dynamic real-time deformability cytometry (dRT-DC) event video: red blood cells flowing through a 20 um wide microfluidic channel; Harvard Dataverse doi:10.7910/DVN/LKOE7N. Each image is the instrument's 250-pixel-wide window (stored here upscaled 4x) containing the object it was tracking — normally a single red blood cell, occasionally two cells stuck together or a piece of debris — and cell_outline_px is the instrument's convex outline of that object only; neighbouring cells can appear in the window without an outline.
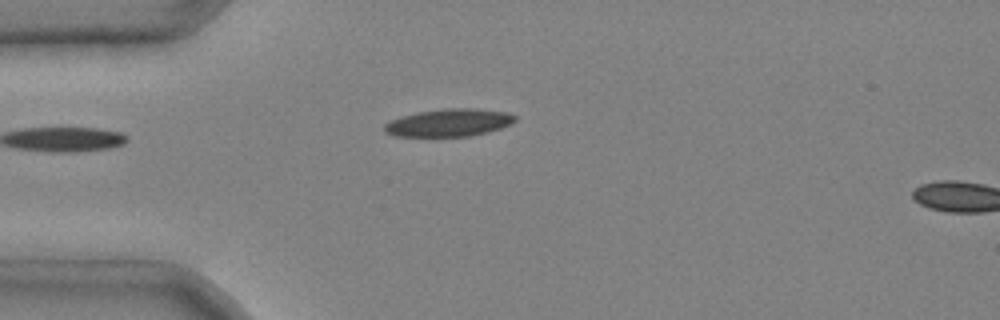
{"species": "common noctule bat (a hibernating species)", "species_latin": "Nyctalus noctula", "temperature_condition": "cold", "stored_images_in_passage": 3, "camera_frame_rate_fps": 3000, "um_per_image_px": 0.085, "animal": {"sex": "male", "body_mass_g": 20.4}, "frame": {"image": 1, "passage_image": 2, "time_ms": 0.333, "image_size_px": [1000, 320], "cell_outline_px": [[516, 120], [500, 128], [488, 132], [472, 136], [396, 136], [384, 132], [384, 124], [392, 120], [404, 116], [420, 112], [444, 108], [476, 108], [508, 112], [516, 116]], "centroid_in_image_um": [38.19, 10.42], "position_along_channel_um": 46.8, "area_um2": 20.87}}